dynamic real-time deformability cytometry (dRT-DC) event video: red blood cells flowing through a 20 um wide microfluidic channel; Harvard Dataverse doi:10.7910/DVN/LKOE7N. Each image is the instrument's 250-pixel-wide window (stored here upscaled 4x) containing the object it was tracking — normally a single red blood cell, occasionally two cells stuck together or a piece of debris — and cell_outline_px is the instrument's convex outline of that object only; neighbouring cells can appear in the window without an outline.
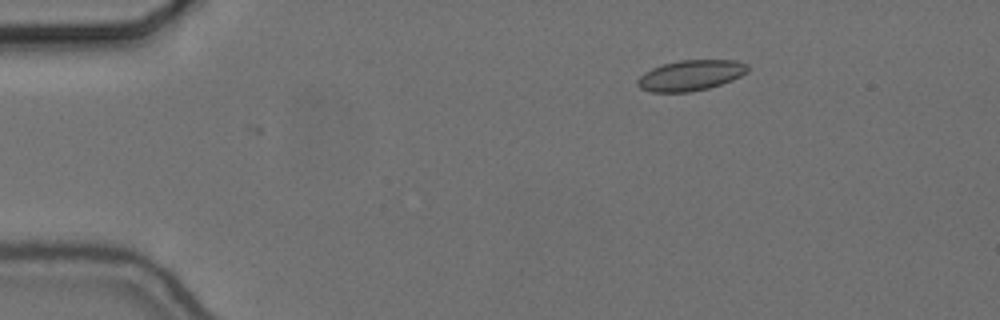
{"species": "common noctule bat (a hibernating species)", "species_latin": "Nyctalus noctula", "temperature_condition": "cold", "stored_images_in_passage": 2, "camera_frame_rate_fps": 3000, "um_per_image_px": 0.085, "animal": {"sex": "female", "body_mass_g": 24.6, "forearm_length_mm": 56.2}, "frame": {"image": 1, "passage_image": 2, "time_ms": 0.333, "image_size_px": [1000, 320], "cell_outline_px": [[748, 72], [732, 80], [708, 88], [688, 92], [652, 92], [640, 88], [636, 84], [636, 80], [644, 72], [652, 68], [664, 64], [680, 60], [736, 60], [748, 64]], "centroid_in_image_um": [58.7, 6.4], "position_along_channel_um": 26.3, "area_um2": 19.59}}